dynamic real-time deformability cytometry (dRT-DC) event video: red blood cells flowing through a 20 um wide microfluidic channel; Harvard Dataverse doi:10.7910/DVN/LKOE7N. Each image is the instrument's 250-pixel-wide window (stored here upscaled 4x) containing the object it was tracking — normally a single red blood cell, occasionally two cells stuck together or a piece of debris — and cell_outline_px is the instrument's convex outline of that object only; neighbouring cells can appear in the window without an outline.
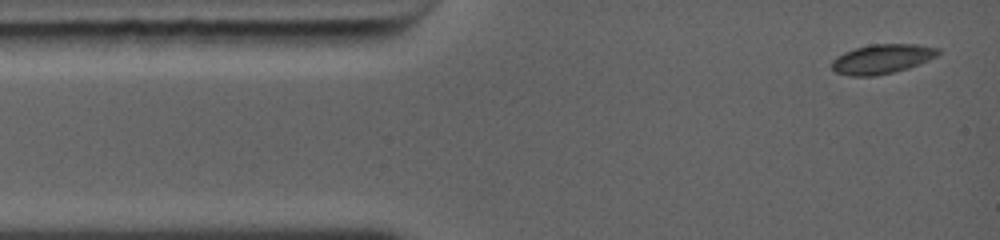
{"species": "common noctule bat (a hibernating species)", "species_latin": "Nyctalus noctula", "temperature_condition": "warm", "stored_images_in_passage": 6, "camera_frame_rate_fps": 5000, "um_per_image_px": 0.085, "animal": {"sex": "female", "body_mass_g": 19.0, "forearm_length_mm": 56.7}, "frame": {"image": 1, "passage_image": 1, "time_ms": 0.0, "image_size_px": [1000, 240], "cell_outline_px": [[940, 52], [936, 56], [928, 60], [908, 68], [876, 76], [848, 76], [836, 72], [832, 68], [832, 60], [836, 56], [844, 52], [856, 48], [872, 44], [916, 44], [936, 48]], "centroid_in_image_um": [74.93, 5.02], "position_along_channel_um": 10.1, "area_um2": 18.09}}
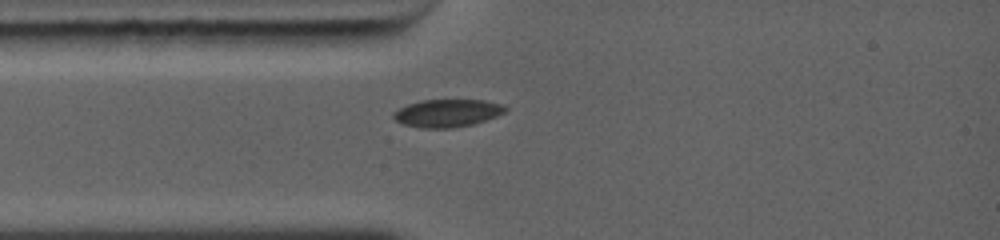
{"frame": {"image": 2, "passage_image": 6, "time_ms": 2.2, "image_size_px": [1000, 240], "cell_outline_px": [[508, 108], [504, 112], [496, 116], [472, 124], [452, 128], [420, 128], [404, 124], [396, 120], [392, 116], [392, 112], [408, 104], [420, 100], [484, 100], [500, 104]], "centroid_in_image_um": [37.98, 9.61], "position_along_channel_um": 47.0, "area_um2": 17.92}}